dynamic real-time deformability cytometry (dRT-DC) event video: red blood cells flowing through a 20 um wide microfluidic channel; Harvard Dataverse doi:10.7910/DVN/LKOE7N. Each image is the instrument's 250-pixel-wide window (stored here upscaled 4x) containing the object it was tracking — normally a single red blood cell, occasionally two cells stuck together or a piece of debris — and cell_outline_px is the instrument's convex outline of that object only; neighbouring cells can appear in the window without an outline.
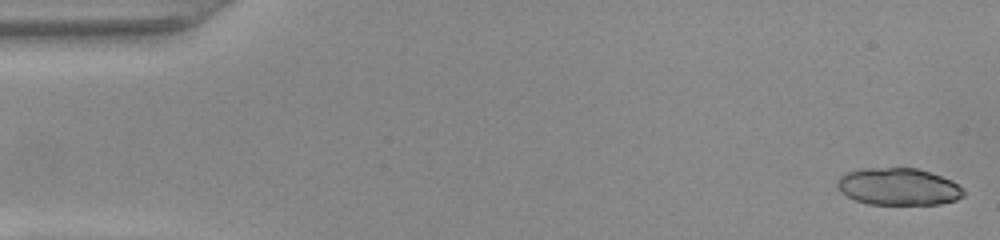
{"species": "common noctule bat (a hibernating species)", "species_latin": "Nyctalus noctula", "temperature_condition": "warm", "stored_images_in_passage": 50, "camera_frame_rate_fps": 3000, "um_per_image_px": 0.085, "animal": {"sex": "female", "body_mass_g": 22.0, "forearm_length_mm": 56.7}, "frame": {"image": 1, "passage_image": 1, "time_ms": 0.0, "image_size_px": [1000, 240], "cell_outline_px": [[964, 196], [956, 200], [940, 204], [868, 204], [856, 200], [840, 192], [836, 184], [836, 180], [840, 176], [848, 172], [864, 168], [916, 168], [952, 180], [964, 188]], "centroid_in_image_um": [76.37, 15.87], "position_along_channel_um": 8.6, "area_um2": 27.34}}